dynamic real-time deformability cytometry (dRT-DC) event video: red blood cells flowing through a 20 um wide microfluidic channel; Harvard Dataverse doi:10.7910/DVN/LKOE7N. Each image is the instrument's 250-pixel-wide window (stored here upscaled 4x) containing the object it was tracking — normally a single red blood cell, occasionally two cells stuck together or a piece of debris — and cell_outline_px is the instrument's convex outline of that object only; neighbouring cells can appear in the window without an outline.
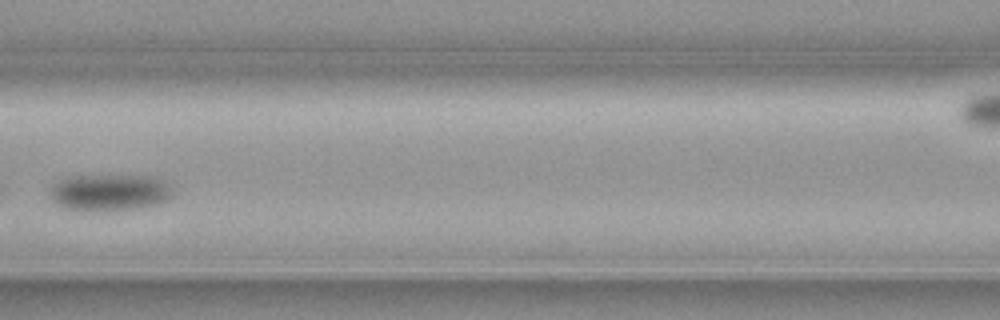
{"species": "common noctule bat (a hibernating species)", "species_latin": "Nyctalus noctula", "temperature_condition": "cold", "stored_images_in_passage": 7, "camera_frame_rate_fps": 3000, "um_per_image_px": 0.085, "animal": {"sex": "female", "body_mass_g": 19.3, "forearm_length_mm": 54.1}, "frame": {"image": 1, "passage_image": 6, "time_ms": 1.667, "image_size_px": [1000, 320], "cell_outline_px": [[172, 196], [168, 200], [156, 204], [136, 208], [100, 212], [68, 208], [56, 204], [48, 196], [48, 192], [60, 180], [72, 176], [156, 176], [168, 180], [172, 188]], "centroid_in_image_um": [9.37, 16.36], "position_along_channel_um": 157.2, "area_um2": 26.47}}